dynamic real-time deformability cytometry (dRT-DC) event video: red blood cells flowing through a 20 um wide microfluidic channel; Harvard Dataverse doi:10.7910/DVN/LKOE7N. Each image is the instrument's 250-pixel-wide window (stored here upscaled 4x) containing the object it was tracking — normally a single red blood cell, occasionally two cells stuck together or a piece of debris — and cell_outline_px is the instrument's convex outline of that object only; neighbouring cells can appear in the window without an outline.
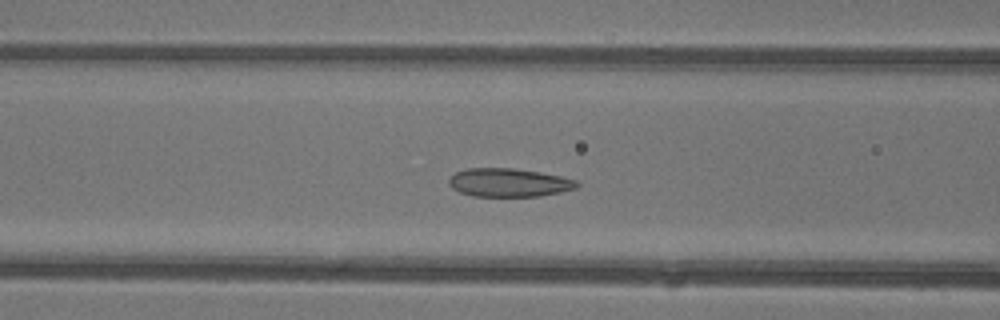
{"species": "common noctule bat (a hibernating species)", "species_latin": "Nyctalus noctula", "temperature_condition": "warm", "stored_images_in_passage": 35, "camera_frame_rate_fps": 3000, "um_per_image_px": 0.085, "animal": {"sex": "female"}, "frame": {"image": 1, "passage_image": 9, "time_ms": 2.667, "image_size_px": [1000, 320], "cell_outline_px": [[580, 184], [576, 188], [560, 192], [540, 196], [472, 196], [460, 192], [452, 188], [448, 184], [448, 180], [456, 172], [468, 168], [512, 168], [540, 172], [560, 176], [576, 180]], "centroid_in_image_um": [43.25, 15.52], "position_along_channel_um": 123.4, "area_um2": 21.15}}
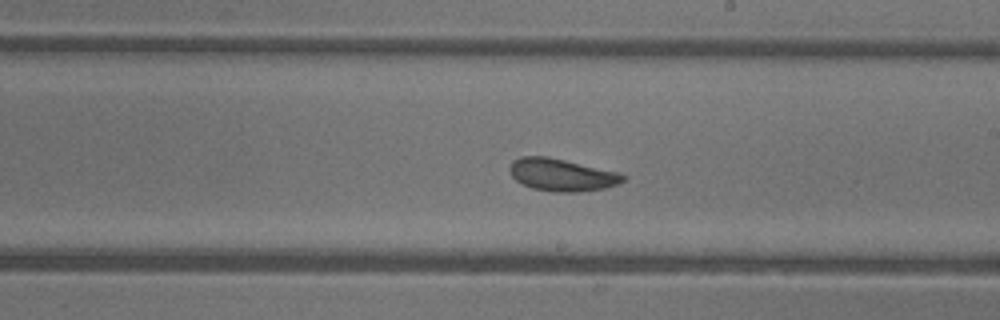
{"frame": {"image": 2, "passage_image": 17, "time_ms": 5.333, "image_size_px": [1000, 320], "cell_outline_px": [[624, 180], [616, 184], [604, 188], [576, 192], [552, 192], [532, 188], [516, 180], [512, 176], [508, 168], [512, 160], [520, 156], [548, 156], [616, 172], [624, 176]], "centroid_in_image_um": [47.67, 14.85], "position_along_channel_um": 241.3, "area_um2": 21.15}}
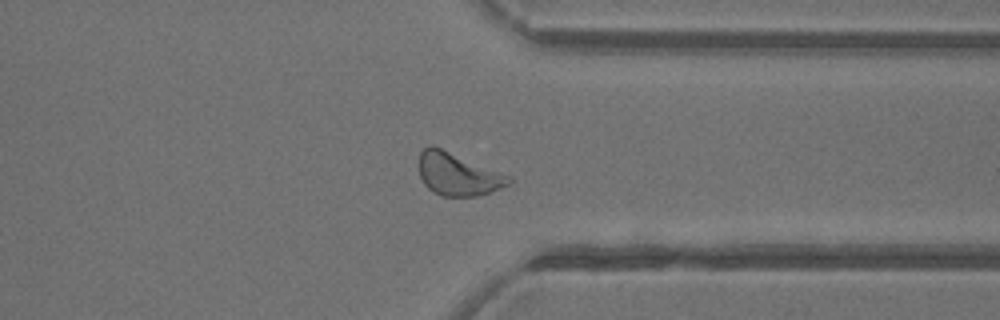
{"frame": {"image": 3, "passage_image": 26, "time_ms": 8.333, "image_size_px": [1000, 320], "cell_outline_px": [[512, 180], [508, 184], [500, 188], [476, 196], [440, 196], [432, 192], [424, 184], [420, 176], [420, 152], [424, 148], [432, 144], [512, 176]], "centroid_in_image_um": [38.91, 14.8], "position_along_channel_um": 372.5, "area_um2": 22.31}, "authors_computed_cell_mechanics": {"area_um2": 21.675, "velocity_mm_per_s": 4.4395, "shape_relaxation_time_tau1_ms": 4.8529, "shape_relaxation_time_tau2_ms": 5.0836, "deformation_change_tau1": 0.1219, "deformation_change_tau2": 0.1154}}